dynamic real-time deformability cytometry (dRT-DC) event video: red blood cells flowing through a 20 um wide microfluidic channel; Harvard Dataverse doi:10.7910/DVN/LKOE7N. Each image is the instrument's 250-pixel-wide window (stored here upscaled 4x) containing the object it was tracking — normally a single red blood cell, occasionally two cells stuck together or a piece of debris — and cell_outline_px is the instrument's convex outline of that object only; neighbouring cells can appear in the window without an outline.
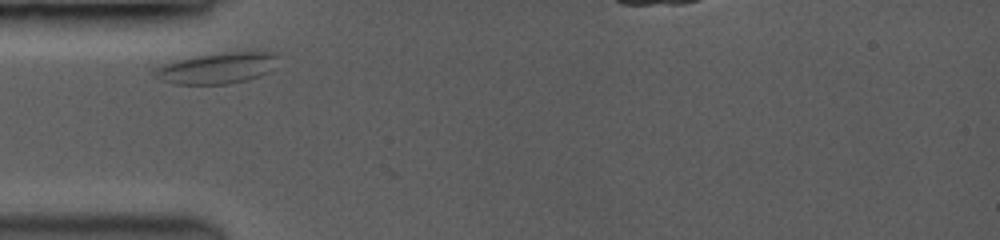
{"species": "common noctule bat (a hibernating species)", "species_latin": "Nyctalus noctula", "temperature_condition": "room temperature", "stored_images_in_passage": 45, "camera_frame_rate_fps": 3500, "um_per_image_px": 0.085, "animal": {"sex": "female", "body_mass_g": 19.0, "forearm_length_mm": 53.3}, "frame": {"image": 1, "passage_image": 1, "time_ms": 0.0, "image_size_px": [1000, 240], "cell_outline_px": [[280, 56], [268, 72], [244, 80], [224, 84], [176, 84], [160, 80], [152, 76], [148, 72], [152, 68], [176, 60], [192, 56], [224, 52], [276, 52]], "centroid_in_image_um": [18.34, 5.78], "position_along_channel_um": 66.7, "area_um2": 22.43}}
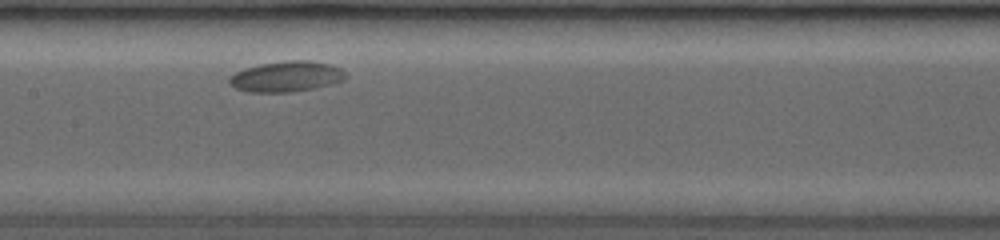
{"frame": {"image": 2, "passage_image": 15, "time_ms": 3.429, "image_size_px": [1000, 240], "cell_outline_px": [[348, 76], [344, 80], [312, 88], [288, 92], [252, 92], [236, 88], [228, 80], [228, 76], [244, 68], [260, 64], [284, 60], [312, 60], [332, 64], [340, 68]], "centroid_in_image_um": [24.35, 6.48], "position_along_channel_um": 183.1, "area_um2": 20.69}}
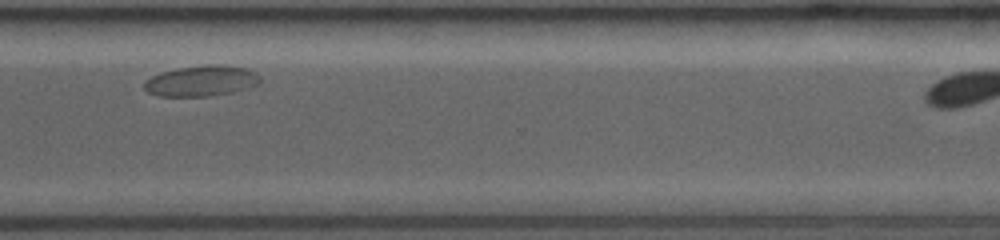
{"frame": {"image": 3, "passage_image": 44, "time_ms": 8.286, "image_size_px": [1000, 240], "cell_outline_px": [[260, 80], [256, 84], [232, 92], [208, 96], [160, 96], [148, 92], [144, 88], [144, 84], [152, 76], [164, 72], [180, 68], [212, 64], [220, 64], [248, 68]], "centroid_in_image_um": [17.09, 6.87], "position_along_channel_um": 353.5, "area_um2": 20.11}}